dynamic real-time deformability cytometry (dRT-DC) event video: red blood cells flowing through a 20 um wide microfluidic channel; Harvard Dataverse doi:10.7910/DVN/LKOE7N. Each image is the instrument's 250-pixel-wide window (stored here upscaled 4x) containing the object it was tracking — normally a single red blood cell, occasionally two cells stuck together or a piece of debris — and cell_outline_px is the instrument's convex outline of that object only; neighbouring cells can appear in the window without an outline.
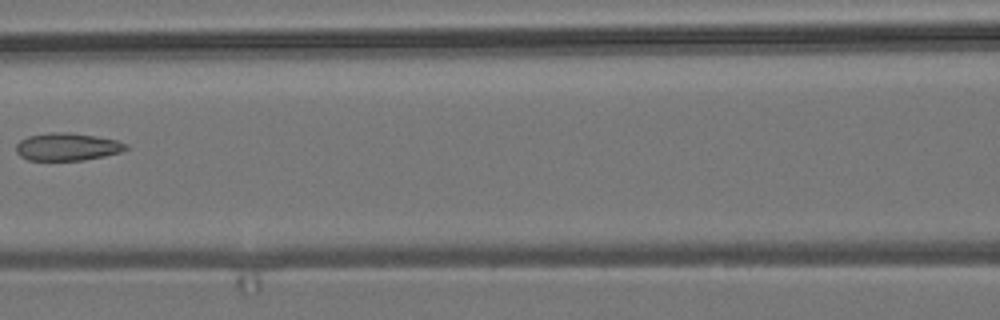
{"species": "common noctule bat (a hibernating species)", "species_latin": "Nyctalus noctula", "temperature_condition": "room temperature", "stored_images_in_passage": 6, "camera_frame_rate_fps": 3000, "um_per_image_px": 0.085, "animal": {"sex": "male", "body_mass_g": 19.2, "forearm_length_mm": 51.8}, "frame": {"image": 1, "passage_image": 5, "time_ms": 1.333, "image_size_px": [1000, 320], "cell_outline_px": [[128, 148], [120, 152], [104, 156], [84, 160], [28, 160], [20, 156], [16, 152], [16, 144], [20, 140], [28, 136], [52, 132], [68, 132], [96, 136], [116, 140], [128, 144]], "centroid_in_image_um": [5.71, 12.47], "position_along_channel_um": 160.9, "area_um2": 17.69}}
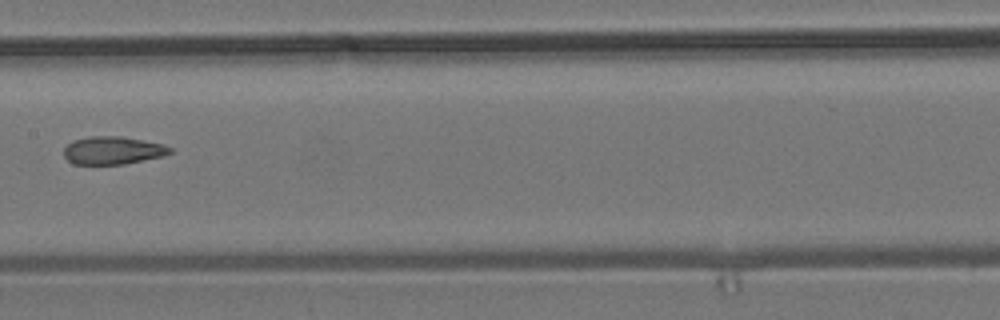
{"frame": {"image": 2, "passage_image": 6, "time_ms": 1.667, "image_size_px": [1000, 320], "cell_outline_px": [[172, 152], [160, 156], [124, 164], [72, 164], [64, 156], [64, 148], [72, 140], [88, 136], [120, 136], [164, 144], [172, 148]], "centroid_in_image_um": [9.55, 12.77], "position_along_channel_um": 197.9, "area_um2": 17.17}}